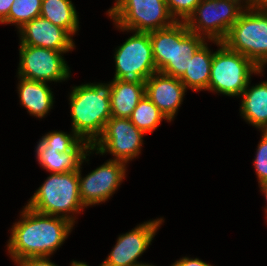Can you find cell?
Instances as JSON below:
<instances>
[{
	"mask_svg": "<svg viewBox=\"0 0 267 266\" xmlns=\"http://www.w3.org/2000/svg\"><path fill=\"white\" fill-rule=\"evenodd\" d=\"M232 1H235V2L239 3L240 5L242 3H245V5L243 4L244 9L257 7V0H232Z\"/></svg>",
	"mask_w": 267,
	"mask_h": 266,
	"instance_id": "31",
	"label": "cell"
},
{
	"mask_svg": "<svg viewBox=\"0 0 267 266\" xmlns=\"http://www.w3.org/2000/svg\"><path fill=\"white\" fill-rule=\"evenodd\" d=\"M72 89L69 97L72 130L92 146L112 117L108 85L87 83Z\"/></svg>",
	"mask_w": 267,
	"mask_h": 266,
	"instance_id": "2",
	"label": "cell"
},
{
	"mask_svg": "<svg viewBox=\"0 0 267 266\" xmlns=\"http://www.w3.org/2000/svg\"><path fill=\"white\" fill-rule=\"evenodd\" d=\"M18 84L20 103L28 110L30 115L43 118L54 103L53 92L47 82L32 81L21 77Z\"/></svg>",
	"mask_w": 267,
	"mask_h": 266,
	"instance_id": "17",
	"label": "cell"
},
{
	"mask_svg": "<svg viewBox=\"0 0 267 266\" xmlns=\"http://www.w3.org/2000/svg\"><path fill=\"white\" fill-rule=\"evenodd\" d=\"M262 132L253 162L259 185L267 182V130Z\"/></svg>",
	"mask_w": 267,
	"mask_h": 266,
	"instance_id": "27",
	"label": "cell"
},
{
	"mask_svg": "<svg viewBox=\"0 0 267 266\" xmlns=\"http://www.w3.org/2000/svg\"><path fill=\"white\" fill-rule=\"evenodd\" d=\"M15 0H0V23L9 15L10 8Z\"/></svg>",
	"mask_w": 267,
	"mask_h": 266,
	"instance_id": "30",
	"label": "cell"
},
{
	"mask_svg": "<svg viewBox=\"0 0 267 266\" xmlns=\"http://www.w3.org/2000/svg\"><path fill=\"white\" fill-rule=\"evenodd\" d=\"M89 150H69L59 153L55 149H36V159L39 164L50 173H65L78 171L80 164H83L87 156L91 154ZM89 153V154H88Z\"/></svg>",
	"mask_w": 267,
	"mask_h": 266,
	"instance_id": "20",
	"label": "cell"
},
{
	"mask_svg": "<svg viewBox=\"0 0 267 266\" xmlns=\"http://www.w3.org/2000/svg\"><path fill=\"white\" fill-rule=\"evenodd\" d=\"M19 30L20 43L55 51H72V36L63 28L39 16L25 23Z\"/></svg>",
	"mask_w": 267,
	"mask_h": 266,
	"instance_id": "13",
	"label": "cell"
},
{
	"mask_svg": "<svg viewBox=\"0 0 267 266\" xmlns=\"http://www.w3.org/2000/svg\"><path fill=\"white\" fill-rule=\"evenodd\" d=\"M220 48L213 53L208 90L227 96H240L251 79L261 74L251 59L229 49L223 42L213 40Z\"/></svg>",
	"mask_w": 267,
	"mask_h": 266,
	"instance_id": "4",
	"label": "cell"
},
{
	"mask_svg": "<svg viewBox=\"0 0 267 266\" xmlns=\"http://www.w3.org/2000/svg\"><path fill=\"white\" fill-rule=\"evenodd\" d=\"M20 216L11 228L7 244L14 262L32 256H50L68 238L74 226L65 218L42 214L28 206Z\"/></svg>",
	"mask_w": 267,
	"mask_h": 266,
	"instance_id": "1",
	"label": "cell"
},
{
	"mask_svg": "<svg viewBox=\"0 0 267 266\" xmlns=\"http://www.w3.org/2000/svg\"><path fill=\"white\" fill-rule=\"evenodd\" d=\"M67 52L69 51H55L20 43L18 77L40 82L67 80L71 72L62 57V53Z\"/></svg>",
	"mask_w": 267,
	"mask_h": 266,
	"instance_id": "10",
	"label": "cell"
},
{
	"mask_svg": "<svg viewBox=\"0 0 267 266\" xmlns=\"http://www.w3.org/2000/svg\"><path fill=\"white\" fill-rule=\"evenodd\" d=\"M121 31L151 32L172 26L166 0H121L109 13Z\"/></svg>",
	"mask_w": 267,
	"mask_h": 266,
	"instance_id": "6",
	"label": "cell"
},
{
	"mask_svg": "<svg viewBox=\"0 0 267 266\" xmlns=\"http://www.w3.org/2000/svg\"><path fill=\"white\" fill-rule=\"evenodd\" d=\"M205 38L192 33L185 22L173 24L172 60L160 73L180 78L188 68L189 60L196 50L205 42Z\"/></svg>",
	"mask_w": 267,
	"mask_h": 266,
	"instance_id": "15",
	"label": "cell"
},
{
	"mask_svg": "<svg viewBox=\"0 0 267 266\" xmlns=\"http://www.w3.org/2000/svg\"><path fill=\"white\" fill-rule=\"evenodd\" d=\"M257 7L267 8V0H257Z\"/></svg>",
	"mask_w": 267,
	"mask_h": 266,
	"instance_id": "33",
	"label": "cell"
},
{
	"mask_svg": "<svg viewBox=\"0 0 267 266\" xmlns=\"http://www.w3.org/2000/svg\"><path fill=\"white\" fill-rule=\"evenodd\" d=\"M222 42L264 69L267 64V8L244 9Z\"/></svg>",
	"mask_w": 267,
	"mask_h": 266,
	"instance_id": "5",
	"label": "cell"
},
{
	"mask_svg": "<svg viewBox=\"0 0 267 266\" xmlns=\"http://www.w3.org/2000/svg\"><path fill=\"white\" fill-rule=\"evenodd\" d=\"M42 0H15L8 17L1 24H16L21 28L25 23L40 16Z\"/></svg>",
	"mask_w": 267,
	"mask_h": 266,
	"instance_id": "25",
	"label": "cell"
},
{
	"mask_svg": "<svg viewBox=\"0 0 267 266\" xmlns=\"http://www.w3.org/2000/svg\"><path fill=\"white\" fill-rule=\"evenodd\" d=\"M107 85L112 116L130 118L139 100L145 94V83L123 82L113 78Z\"/></svg>",
	"mask_w": 267,
	"mask_h": 266,
	"instance_id": "16",
	"label": "cell"
},
{
	"mask_svg": "<svg viewBox=\"0 0 267 266\" xmlns=\"http://www.w3.org/2000/svg\"><path fill=\"white\" fill-rule=\"evenodd\" d=\"M243 8L232 0H201L185 23L192 33L222 42Z\"/></svg>",
	"mask_w": 267,
	"mask_h": 266,
	"instance_id": "7",
	"label": "cell"
},
{
	"mask_svg": "<svg viewBox=\"0 0 267 266\" xmlns=\"http://www.w3.org/2000/svg\"><path fill=\"white\" fill-rule=\"evenodd\" d=\"M91 146L82 140L73 130L72 134L52 131L42 136L36 149H55L59 153L69 150H89Z\"/></svg>",
	"mask_w": 267,
	"mask_h": 266,
	"instance_id": "23",
	"label": "cell"
},
{
	"mask_svg": "<svg viewBox=\"0 0 267 266\" xmlns=\"http://www.w3.org/2000/svg\"><path fill=\"white\" fill-rule=\"evenodd\" d=\"M134 266H155V265H150V264H146V263H138V264H135Z\"/></svg>",
	"mask_w": 267,
	"mask_h": 266,
	"instance_id": "35",
	"label": "cell"
},
{
	"mask_svg": "<svg viewBox=\"0 0 267 266\" xmlns=\"http://www.w3.org/2000/svg\"><path fill=\"white\" fill-rule=\"evenodd\" d=\"M81 166L78 169L79 196L86 208L110 199L126 177V164L121 161L109 159L86 177H81Z\"/></svg>",
	"mask_w": 267,
	"mask_h": 266,
	"instance_id": "11",
	"label": "cell"
},
{
	"mask_svg": "<svg viewBox=\"0 0 267 266\" xmlns=\"http://www.w3.org/2000/svg\"><path fill=\"white\" fill-rule=\"evenodd\" d=\"M244 89L240 97L243 99L240 106L241 116L256 128L267 130V81Z\"/></svg>",
	"mask_w": 267,
	"mask_h": 266,
	"instance_id": "18",
	"label": "cell"
},
{
	"mask_svg": "<svg viewBox=\"0 0 267 266\" xmlns=\"http://www.w3.org/2000/svg\"><path fill=\"white\" fill-rule=\"evenodd\" d=\"M26 206L42 214L65 218L74 224L76 218L72 215L84 209L79 196L78 171L51 173Z\"/></svg>",
	"mask_w": 267,
	"mask_h": 266,
	"instance_id": "3",
	"label": "cell"
},
{
	"mask_svg": "<svg viewBox=\"0 0 267 266\" xmlns=\"http://www.w3.org/2000/svg\"><path fill=\"white\" fill-rule=\"evenodd\" d=\"M201 0H166L168 10L176 22H185Z\"/></svg>",
	"mask_w": 267,
	"mask_h": 266,
	"instance_id": "26",
	"label": "cell"
},
{
	"mask_svg": "<svg viewBox=\"0 0 267 266\" xmlns=\"http://www.w3.org/2000/svg\"><path fill=\"white\" fill-rule=\"evenodd\" d=\"M171 266H213L200 260L199 258L183 257L180 260L175 261Z\"/></svg>",
	"mask_w": 267,
	"mask_h": 266,
	"instance_id": "29",
	"label": "cell"
},
{
	"mask_svg": "<svg viewBox=\"0 0 267 266\" xmlns=\"http://www.w3.org/2000/svg\"><path fill=\"white\" fill-rule=\"evenodd\" d=\"M40 16L65 29L71 36L79 29L78 15L71 0H42Z\"/></svg>",
	"mask_w": 267,
	"mask_h": 266,
	"instance_id": "21",
	"label": "cell"
},
{
	"mask_svg": "<svg viewBox=\"0 0 267 266\" xmlns=\"http://www.w3.org/2000/svg\"><path fill=\"white\" fill-rule=\"evenodd\" d=\"M186 90L179 78L160 72L152 74L145 81V95L167 117L168 122L174 119Z\"/></svg>",
	"mask_w": 267,
	"mask_h": 266,
	"instance_id": "14",
	"label": "cell"
},
{
	"mask_svg": "<svg viewBox=\"0 0 267 266\" xmlns=\"http://www.w3.org/2000/svg\"><path fill=\"white\" fill-rule=\"evenodd\" d=\"M205 41L192 55L188 68L179 80L193 91L208 90L213 53Z\"/></svg>",
	"mask_w": 267,
	"mask_h": 266,
	"instance_id": "19",
	"label": "cell"
},
{
	"mask_svg": "<svg viewBox=\"0 0 267 266\" xmlns=\"http://www.w3.org/2000/svg\"><path fill=\"white\" fill-rule=\"evenodd\" d=\"M120 1L121 0H116V3L114 4V6L112 8H110L107 13H109Z\"/></svg>",
	"mask_w": 267,
	"mask_h": 266,
	"instance_id": "36",
	"label": "cell"
},
{
	"mask_svg": "<svg viewBox=\"0 0 267 266\" xmlns=\"http://www.w3.org/2000/svg\"><path fill=\"white\" fill-rule=\"evenodd\" d=\"M164 222L163 218L139 224L131 231L119 235L116 245L100 266H134Z\"/></svg>",
	"mask_w": 267,
	"mask_h": 266,
	"instance_id": "12",
	"label": "cell"
},
{
	"mask_svg": "<svg viewBox=\"0 0 267 266\" xmlns=\"http://www.w3.org/2000/svg\"><path fill=\"white\" fill-rule=\"evenodd\" d=\"M70 266H89L88 264H86L85 262H78V261H72Z\"/></svg>",
	"mask_w": 267,
	"mask_h": 266,
	"instance_id": "34",
	"label": "cell"
},
{
	"mask_svg": "<svg viewBox=\"0 0 267 266\" xmlns=\"http://www.w3.org/2000/svg\"><path fill=\"white\" fill-rule=\"evenodd\" d=\"M153 60L160 72L170 60L173 51V25L164 29L149 32Z\"/></svg>",
	"mask_w": 267,
	"mask_h": 266,
	"instance_id": "24",
	"label": "cell"
},
{
	"mask_svg": "<svg viewBox=\"0 0 267 266\" xmlns=\"http://www.w3.org/2000/svg\"><path fill=\"white\" fill-rule=\"evenodd\" d=\"M144 134L129 118L112 116L106 122L101 136L91 146L92 152L101 155L108 152L114 156L112 160L127 164L140 154Z\"/></svg>",
	"mask_w": 267,
	"mask_h": 266,
	"instance_id": "9",
	"label": "cell"
},
{
	"mask_svg": "<svg viewBox=\"0 0 267 266\" xmlns=\"http://www.w3.org/2000/svg\"><path fill=\"white\" fill-rule=\"evenodd\" d=\"M50 256H32L16 261L17 266H58L51 262Z\"/></svg>",
	"mask_w": 267,
	"mask_h": 266,
	"instance_id": "28",
	"label": "cell"
},
{
	"mask_svg": "<svg viewBox=\"0 0 267 266\" xmlns=\"http://www.w3.org/2000/svg\"><path fill=\"white\" fill-rule=\"evenodd\" d=\"M259 187H260V190L262 191V193H264L266 201H267V182L260 184ZM265 211H266L265 213L267 215V206L265 208Z\"/></svg>",
	"mask_w": 267,
	"mask_h": 266,
	"instance_id": "32",
	"label": "cell"
},
{
	"mask_svg": "<svg viewBox=\"0 0 267 266\" xmlns=\"http://www.w3.org/2000/svg\"><path fill=\"white\" fill-rule=\"evenodd\" d=\"M115 76L123 82L145 83L157 72L148 32H136L116 48Z\"/></svg>",
	"mask_w": 267,
	"mask_h": 266,
	"instance_id": "8",
	"label": "cell"
},
{
	"mask_svg": "<svg viewBox=\"0 0 267 266\" xmlns=\"http://www.w3.org/2000/svg\"><path fill=\"white\" fill-rule=\"evenodd\" d=\"M130 121L145 134L152 133L162 119L168 120L159 108L144 94L133 110Z\"/></svg>",
	"mask_w": 267,
	"mask_h": 266,
	"instance_id": "22",
	"label": "cell"
}]
</instances>
